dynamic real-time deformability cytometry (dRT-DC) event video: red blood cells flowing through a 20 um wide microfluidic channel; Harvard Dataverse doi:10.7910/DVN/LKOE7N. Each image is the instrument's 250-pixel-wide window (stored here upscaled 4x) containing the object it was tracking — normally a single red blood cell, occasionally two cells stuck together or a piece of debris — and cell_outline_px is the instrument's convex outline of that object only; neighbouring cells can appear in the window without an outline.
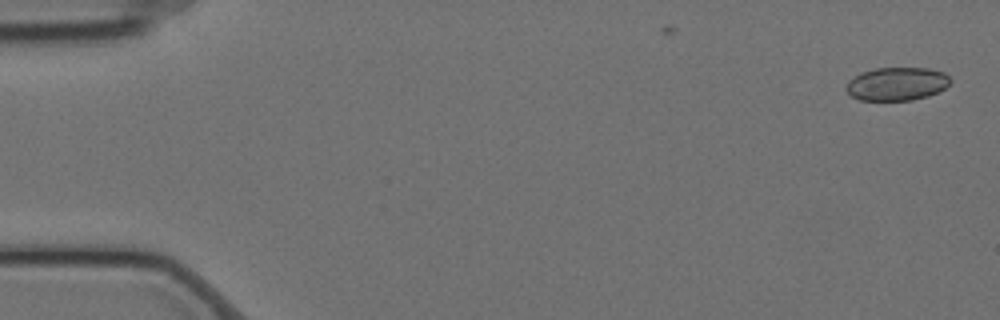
{"species": "Egyptian fruit bat (a non-hibernating species)", "species_latin": "Rousettus aegyptiacus", "temperature_condition": "cold", "stored_images_in_passage": 10, "camera_frame_rate_fps": 3000, "um_per_image_px": 0.085, "animal": {"sex": "female"}, "frame": {"image": 1, "passage_image": 1, "time_ms": 0.0, "image_size_px": [1000, 320], "cell_outline_px": [[952, 80], [940, 92], [928, 96], [912, 100], [860, 100], [852, 96], [844, 88], [848, 80], [860, 72], [876, 68], [928, 68], [944, 72]], "centroid_in_image_um": [76.22, 7.12], "position_along_channel_um": 8.8, "area_um2": 20.35}}